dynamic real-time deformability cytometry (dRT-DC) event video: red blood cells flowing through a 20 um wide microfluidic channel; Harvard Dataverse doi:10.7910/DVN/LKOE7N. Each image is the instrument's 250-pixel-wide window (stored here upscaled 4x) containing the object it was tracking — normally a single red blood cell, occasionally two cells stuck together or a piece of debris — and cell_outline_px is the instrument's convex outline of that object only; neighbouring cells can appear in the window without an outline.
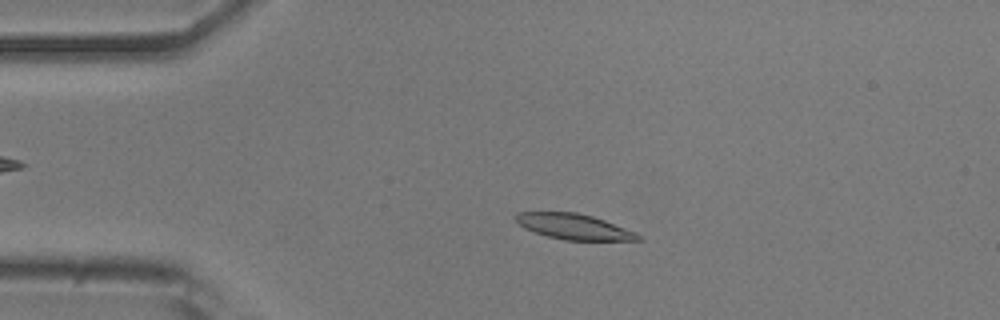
{"species": "common noctule bat (a hibernating species)", "species_latin": "Nyctalus noctula", "temperature_condition": "room temperature", "stored_images_in_passage": 51, "camera_frame_rate_fps": 3000, "um_per_image_px": 0.085, "animal": {"sex": "male", "body_mass_g": 20.5, "forearm_length_mm": 52.5}, "frame": {"image": 1, "passage_image": 10, "time_ms": 3.0, "image_size_px": [1000, 320], "cell_outline_px": [[644, 240], [564, 240], [548, 236], [524, 228], [516, 220], [516, 212], [576, 212], [592, 216], [604, 220], [636, 232]], "centroid_in_image_um": [48.8, 19.26], "position_along_channel_um": 36.2, "area_um2": 17.98}}
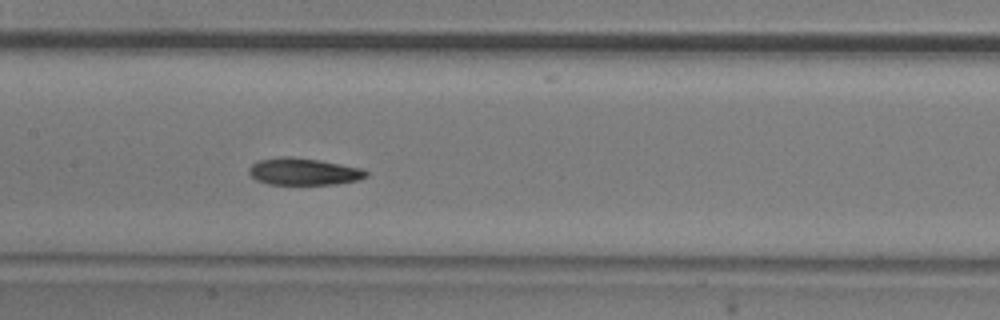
{"frame": {"image": 2, "passage_image": 24, "time_ms": 7.667, "image_size_px": [1000, 320], "cell_outline_px": [[368, 176], [360, 180], [336, 184], [268, 184], [256, 180], [248, 172], [248, 168], [252, 164], [260, 160], [280, 156], [288, 156], [320, 160], [360, 168], [368, 172]], "centroid_in_image_um": [25.81, 14.58], "position_along_channel_um": 181.6, "area_um2": 18.44}}
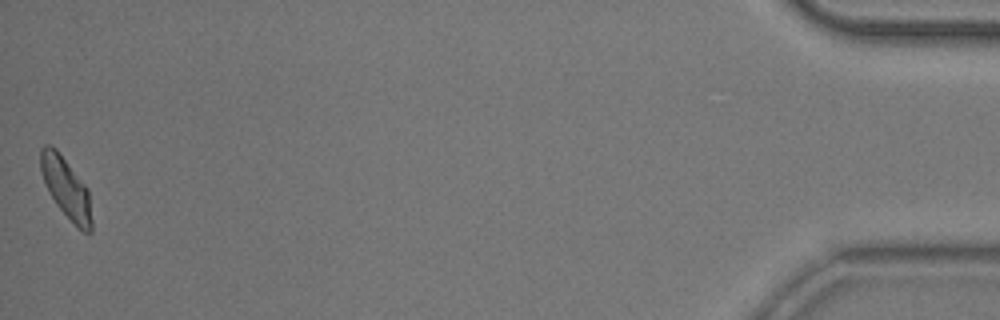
{"frame": {"image": 3, "passage_image": 51, "time_ms": 16.667, "image_size_px": [1000, 320], "cell_outline_px": [[92, 232], [88, 236], [76, 228], [56, 204], [44, 180], [40, 168], [40, 148], [44, 144], [48, 144], [56, 148], [88, 188], [92, 220]], "centroid_in_image_um": [5.65, 16.02], "position_along_channel_um": 429.5, "area_um2": 18.21}, "authors_computed_cell_mechanics": {"area_um2": 18.496, "velocity_mm_per_s": 3.8325, "shape_relaxation_time_tau1_ms": 5.7766, "shape_relaxation_time_tau2_ms": 8.8975, "deformation_change_tau1": 0.1702, "deformation_change_tau2": 0.1117}}